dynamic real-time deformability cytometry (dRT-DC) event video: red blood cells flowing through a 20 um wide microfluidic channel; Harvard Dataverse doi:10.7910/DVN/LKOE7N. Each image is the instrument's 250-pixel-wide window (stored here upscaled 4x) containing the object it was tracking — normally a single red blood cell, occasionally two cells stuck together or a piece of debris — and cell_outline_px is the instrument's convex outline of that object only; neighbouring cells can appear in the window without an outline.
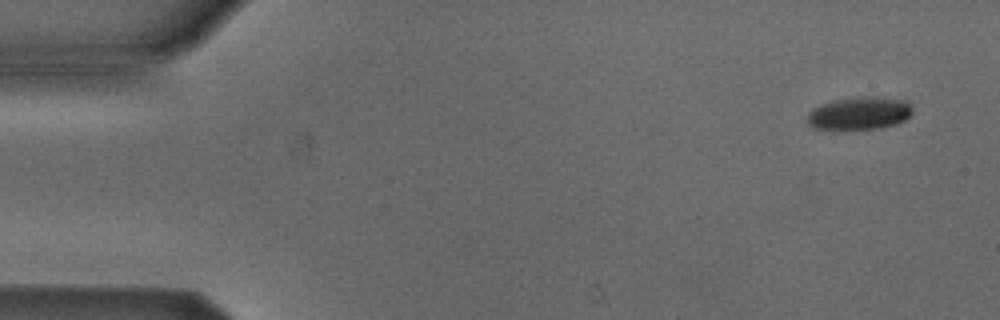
{"species": "Egyptian fruit bat (a non-hibernating species)", "species_latin": "Rousettus aegyptiacus", "temperature_condition": "cold", "stored_images_in_passage": 5, "camera_frame_rate_fps": 3000, "um_per_image_px": 0.085, "animal": {"sex": "male"}, "frame": {"image": 1, "passage_image": 1, "time_ms": 0.0, "image_size_px": [1000, 320], "cell_outline_px": [[912, 112], [904, 120], [896, 124], [876, 128], [836, 132], [832, 132], [812, 128], [808, 124], [808, 112], [812, 108], [820, 104], [836, 100], [860, 96], [908, 100], [912, 108]], "centroid_in_image_um": [72.97, 9.67], "position_along_channel_um": 12.0, "area_um2": 20.69}}
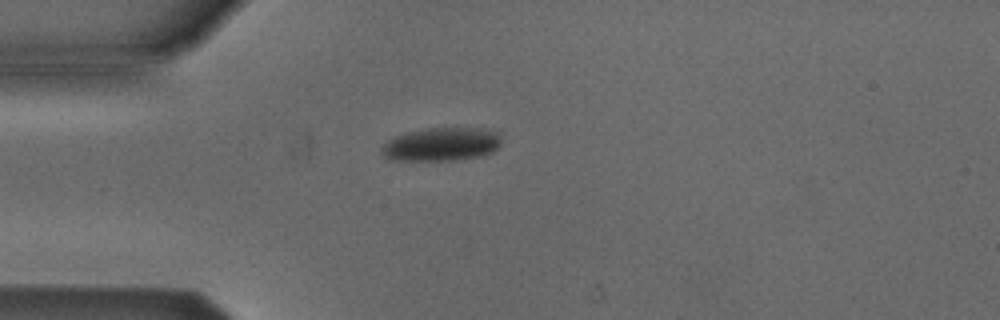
{"frame": {"image": 2, "passage_image": 4, "time_ms": 3.667, "image_size_px": [1000, 320], "cell_outline_px": [[500, 144], [492, 152], [480, 156], [452, 160], [388, 160], [380, 152], [380, 148], [388, 140], [396, 136], [408, 132], [428, 128], [480, 128], [496, 132], [500, 136]], "centroid_in_image_um": [37.48, 12.27], "position_along_channel_um": 47.5, "area_um2": 23.18}}